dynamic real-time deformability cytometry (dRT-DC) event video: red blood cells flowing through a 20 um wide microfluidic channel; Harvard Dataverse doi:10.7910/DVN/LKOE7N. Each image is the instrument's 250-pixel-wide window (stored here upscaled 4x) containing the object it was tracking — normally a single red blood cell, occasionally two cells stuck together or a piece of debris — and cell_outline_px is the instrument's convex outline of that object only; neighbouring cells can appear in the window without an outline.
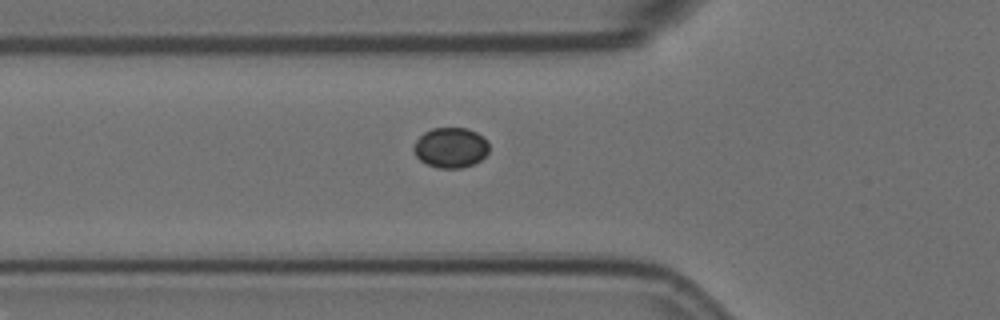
{"species": "Egyptian fruit bat (a non-hibernating species)", "species_latin": "Rousettus aegyptiacus", "temperature_condition": "room temperature", "stored_images_in_passage": 3, "camera_frame_rate_fps": 3000, "um_per_image_px": 0.085, "animal": {"sex": "female"}, "frame": {"image": 1, "passage_image": 3, "time_ms": 0.667, "image_size_px": [1000, 320], "cell_outline_px": [[488, 152], [480, 160], [472, 164], [460, 168], [436, 168], [420, 160], [416, 156], [412, 148], [416, 140], [424, 132], [432, 128], [468, 128], [476, 132], [488, 144]], "centroid_in_image_um": [38.27, 12.55], "position_along_channel_um": 87.5, "area_um2": 17.51}}